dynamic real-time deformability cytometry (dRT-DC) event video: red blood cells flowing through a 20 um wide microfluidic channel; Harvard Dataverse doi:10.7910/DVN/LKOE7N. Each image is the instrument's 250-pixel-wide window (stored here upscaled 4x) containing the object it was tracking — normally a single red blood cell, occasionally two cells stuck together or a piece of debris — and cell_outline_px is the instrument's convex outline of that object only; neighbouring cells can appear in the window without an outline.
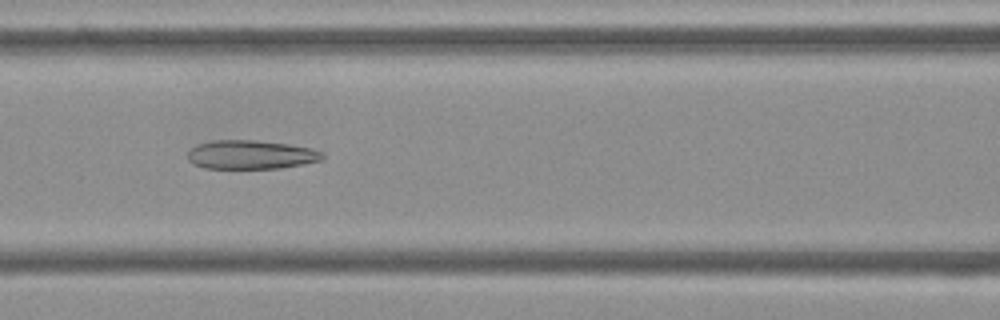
{"species": "Egyptian fruit bat (a non-hibernating species)", "species_latin": "Rousettus aegyptiacus", "temperature_condition": "cold", "stored_images_in_passage": 50, "camera_frame_rate_fps": 3000, "um_per_image_px": 0.085, "frame": {"image": 1, "passage_image": 19, "time_ms": 6.0, "image_size_px": [1000, 320], "cell_outline_px": [[324, 156], [320, 160], [304, 164], [280, 168], [204, 168], [192, 164], [188, 160], [188, 152], [196, 144], [212, 140], [252, 140], [288, 144], [312, 148], [324, 152]], "centroid_in_image_um": [21.31, 13.14], "position_along_channel_um": 145.3, "area_um2": 22.72}}
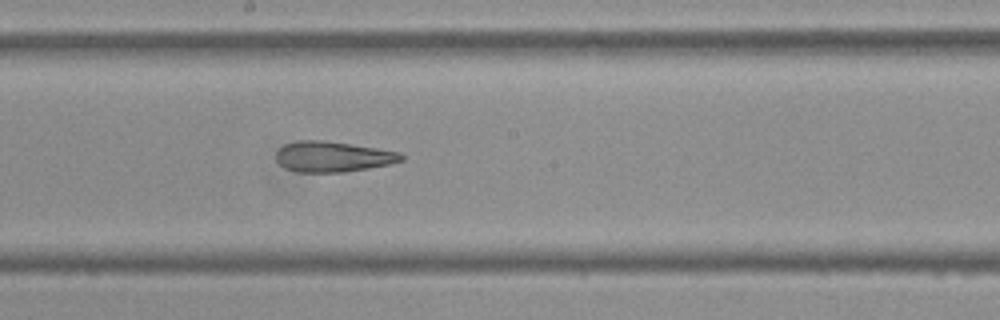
{"frame": {"image": 2, "passage_image": 25, "time_ms": 8.0, "image_size_px": [1000, 320], "cell_outline_px": [[404, 160], [388, 164], [368, 168], [344, 172], [296, 172], [284, 168], [276, 160], [276, 152], [284, 144], [300, 140], [324, 140], [352, 144], [400, 152], [404, 156]], "centroid_in_image_um": [28.27, 13.31], "position_along_channel_um": 219.9, "area_um2": 22.31}}
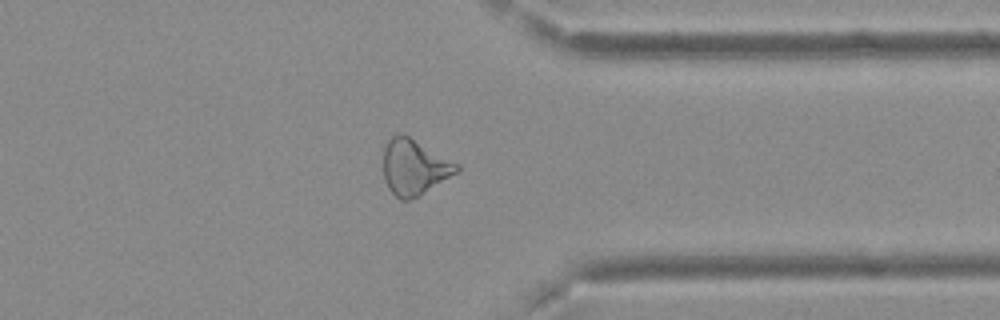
{"frame": {"image": 3, "passage_image": 38, "time_ms": 12.333, "image_size_px": [1000, 320], "cell_outline_px": [[460, 172], [416, 196], [408, 200], [400, 200], [388, 188], [384, 176], [384, 148], [388, 140], [392, 136], [408, 136], [460, 164]], "centroid_in_image_um": [35.24, 14.22], "position_along_channel_um": 376.2, "area_um2": 23.35}, "authors_computed_cell_mechanics": {"area_um2": 24.6806, "velocity_mm_per_s": 3.7306, "shape_relaxation_time_tau1_ms": null, "shape_relaxation_time_tau2_ms": 3.9666, "deformation_change_tau1": null, "deformation_change_tau2": 0.145}}